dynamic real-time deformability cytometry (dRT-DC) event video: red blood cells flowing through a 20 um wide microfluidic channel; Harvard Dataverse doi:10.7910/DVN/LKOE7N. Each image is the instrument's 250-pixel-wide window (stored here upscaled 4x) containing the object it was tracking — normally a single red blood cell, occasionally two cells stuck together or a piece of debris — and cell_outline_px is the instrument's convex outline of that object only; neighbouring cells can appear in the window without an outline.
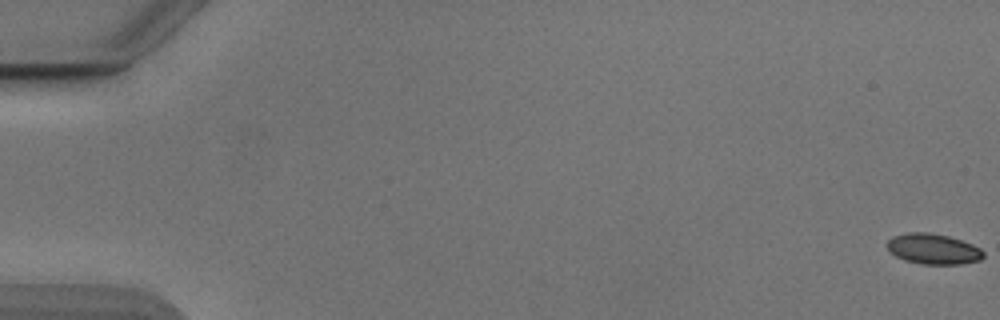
{"species": "Egyptian fruit bat (a non-hibernating species)", "species_latin": "Rousettus aegyptiacus", "temperature_condition": "cold", "stored_images_in_passage": 54, "camera_frame_rate_fps": 3000, "um_per_image_px": 0.085, "animal": {"sex": "male"}, "frame": {"image": 1, "passage_image": 1, "time_ms": 0.0, "image_size_px": [1000, 320], "cell_outline_px": [[984, 256], [980, 260], [960, 264], [920, 264], [904, 260], [888, 252], [888, 240], [892, 236], [908, 232], [928, 232], [948, 236], [972, 244], [980, 248], [984, 252]], "centroid_in_image_um": [79.3, 21.16], "position_along_channel_um": 5.7, "area_um2": 17.17}}
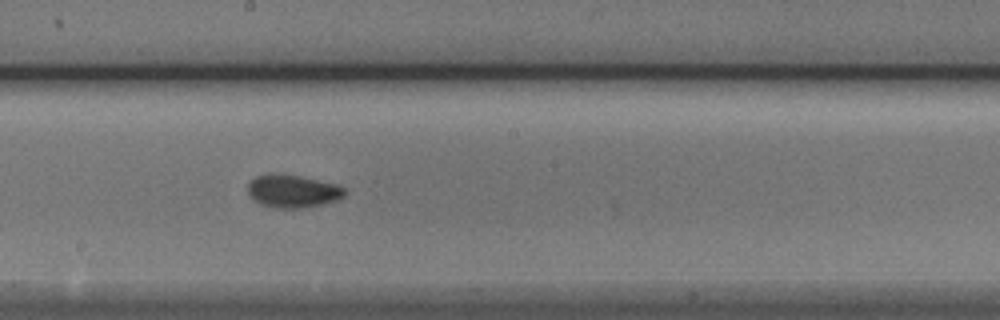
{"frame": {"image": 2, "passage_image": 31, "time_ms": 10.0, "image_size_px": [1000, 320], "cell_outline_px": [[348, 192], [344, 196], [336, 200], [324, 204], [304, 208], [276, 208], [260, 204], [252, 200], [248, 192], [248, 184], [256, 176], [268, 172], [280, 172], [340, 184], [348, 188]], "centroid_in_image_um": [24.92, 16.22], "position_along_channel_um": 223.3, "area_um2": 19.25}}
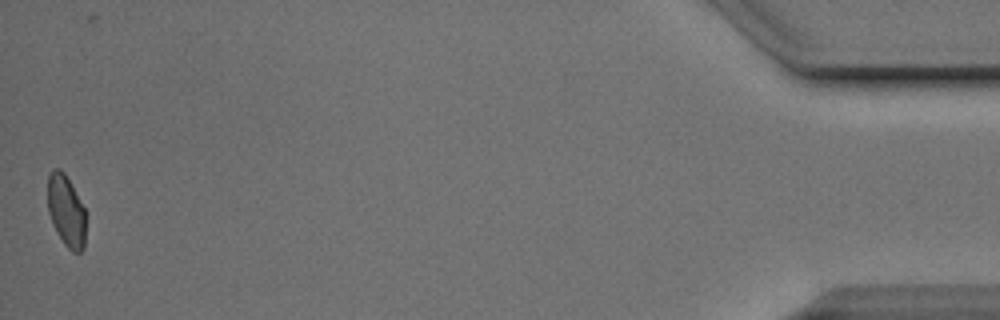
{"frame": {"image": 3, "passage_image": 54, "time_ms": 17.667, "image_size_px": [1000, 320], "cell_outline_px": [[84, 248], [80, 252], [72, 252], [64, 244], [56, 232], [52, 224], [48, 212], [48, 176], [52, 168], [60, 168], [64, 172], [84, 208]], "centroid_in_image_um": [5.59, 17.92], "position_along_channel_um": 429.6, "area_um2": 15.72}, "authors_computed_cell_mechanics": {"area_um2": 17.4267, "velocity_mm_per_s": 3.8935, "shape_relaxation_time_tau1_ms": null, "shape_relaxation_time_tau2_ms": 1.1416, "deformation_change_tau1": null, "deformation_change_tau2": 0.0456}}